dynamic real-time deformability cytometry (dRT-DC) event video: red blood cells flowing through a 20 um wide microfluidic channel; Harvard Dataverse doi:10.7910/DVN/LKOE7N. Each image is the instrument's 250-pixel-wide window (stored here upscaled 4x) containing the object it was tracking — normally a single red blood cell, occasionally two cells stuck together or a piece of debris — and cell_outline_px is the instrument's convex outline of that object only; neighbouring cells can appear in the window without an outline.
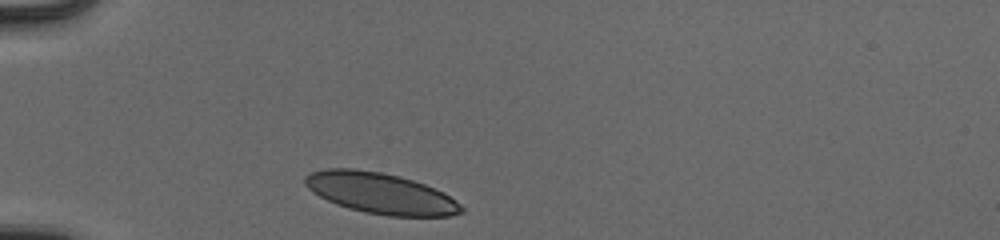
{"species": "human", "species_latin": "Homo sapiens", "temperature_condition": "cold", "stored_images_in_passage": 30, "camera_frame_rate_fps": 3000, "um_per_image_px": 0.085, "donor": {"sex": "male"}, "frame": {"image": 1, "passage_image": 1, "time_ms": 0.0, "image_size_px": [1000, 240], "cell_outline_px": [[464, 212], [448, 216], [388, 216], [364, 212], [348, 208], [336, 204], [312, 192], [304, 184], [304, 180], [312, 172], [328, 168], [352, 168], [380, 172], [400, 176], [424, 184], [444, 192], [456, 200], [464, 208]], "centroid_in_image_um": [32.37, 16.43], "position_along_channel_um": 52.6, "area_um2": 37.17}}
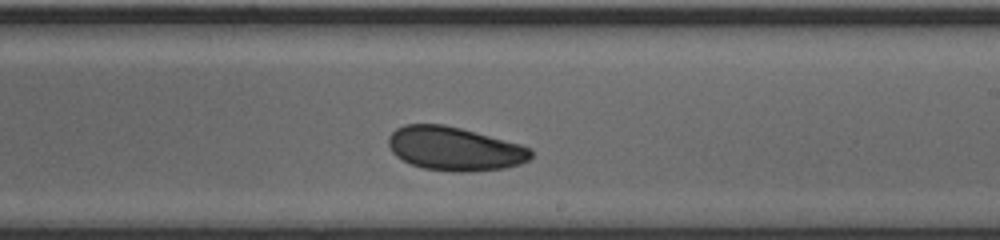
{"frame": {"image": 2, "passage_image": 18, "time_ms": 5.667, "image_size_px": [1000, 240], "cell_outline_px": [[532, 156], [528, 160], [520, 164], [504, 168], [472, 172], [452, 172], [424, 168], [412, 164], [396, 156], [392, 152], [388, 144], [388, 136], [396, 128], [404, 124], [444, 124], [460, 128], [520, 144], [528, 148], [532, 152]], "centroid_in_image_um": [38.61, 12.64], "position_along_channel_um": 250.4, "area_um2": 36.24}}
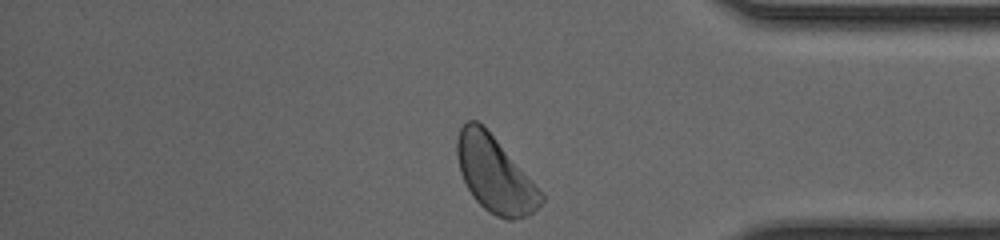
{"frame": {"image": 3, "passage_image": 30, "time_ms": 9.667, "image_size_px": [1000, 240], "cell_outline_px": [[544, 200], [528, 216], [512, 220], [508, 220], [496, 216], [488, 212], [472, 196], [460, 172], [456, 156], [456, 140], [460, 128], [468, 120], [476, 120], [496, 140], [544, 196]], "centroid_in_image_um": [42.01, 14.86], "position_along_channel_um": 393.2, "area_um2": 36.13}, "authors_computed_cell_mechanics": {"area_um2": 36.414, "velocity_mm_per_s": 3.9071, "shape_relaxation_time_tau1_ms": 1.987, "shape_relaxation_time_tau2_ms": null, "deformation_change_tau1": 0.0767, "deformation_change_tau2": null}}